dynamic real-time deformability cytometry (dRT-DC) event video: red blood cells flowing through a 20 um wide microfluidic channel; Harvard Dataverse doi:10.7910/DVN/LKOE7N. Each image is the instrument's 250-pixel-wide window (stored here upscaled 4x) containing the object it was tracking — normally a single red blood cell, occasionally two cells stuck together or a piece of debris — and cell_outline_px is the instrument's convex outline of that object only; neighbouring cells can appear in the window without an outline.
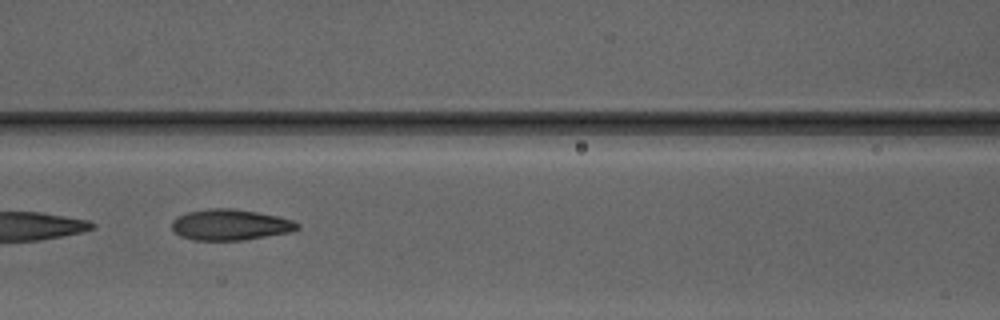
{"species": "Egyptian fruit bat (a non-hibernating species)", "species_latin": "Rousettus aegyptiacus", "temperature_condition": "warm", "stored_images_in_passage": 7, "camera_frame_rate_fps": 3000, "um_per_image_px": 0.085, "animal": {"sex": "male"}, "frame": {"image": 1, "passage_image": 6, "time_ms": 6.0, "image_size_px": [1000, 320], "cell_outline_px": [[300, 228], [288, 232], [244, 240], [192, 240], [180, 236], [172, 228], [172, 220], [176, 216], [188, 212], [212, 208], [228, 208], [256, 212], [276, 216], [292, 220], [300, 224]], "centroid_in_image_um": [19.54, 19.11], "position_along_channel_um": 147.1, "area_um2": 22.43}}
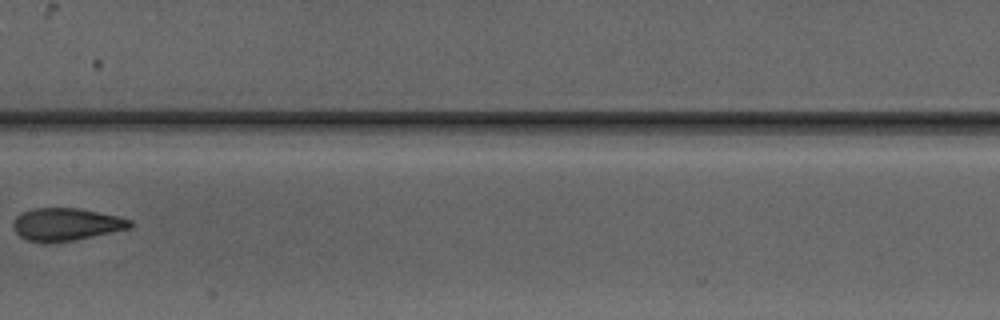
{"frame": {"image": 2, "passage_image": 7, "time_ms": 7.333, "image_size_px": [1000, 320], "cell_outline_px": [[132, 228], [76, 240], [44, 244], [28, 240], [20, 236], [12, 228], [12, 224], [16, 216], [32, 208], [80, 208], [120, 216], [132, 220]], "centroid_in_image_um": [5.64, 19.08], "position_along_channel_um": 201.8, "area_um2": 22.6}}